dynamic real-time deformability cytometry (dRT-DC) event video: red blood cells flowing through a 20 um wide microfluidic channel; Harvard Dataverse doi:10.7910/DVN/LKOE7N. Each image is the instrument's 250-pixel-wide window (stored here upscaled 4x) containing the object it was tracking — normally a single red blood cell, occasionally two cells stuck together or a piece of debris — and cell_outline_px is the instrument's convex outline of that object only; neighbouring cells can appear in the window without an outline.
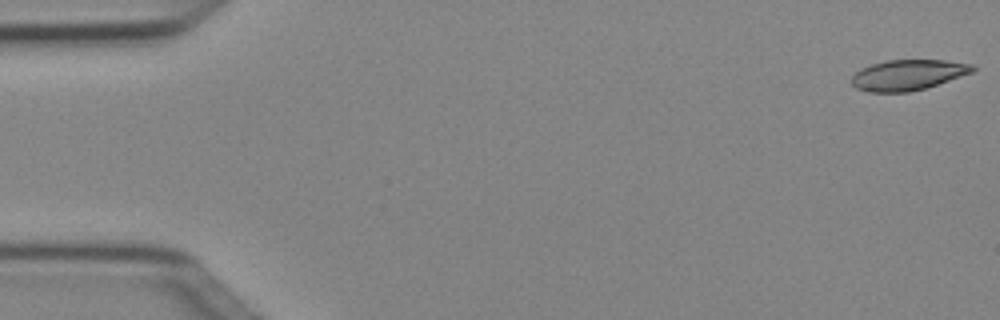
{"species": "Egyptian fruit bat (a non-hibernating species)", "species_latin": "Rousettus aegyptiacus", "temperature_condition": "cold", "stored_images_in_passage": 3, "camera_frame_rate_fps": 3000, "um_per_image_px": 0.085, "animal": {"sex": "female"}, "frame": {"image": 1, "passage_image": 1, "time_ms": 0.0, "image_size_px": [1000, 320], "cell_outline_px": [[976, 68], [972, 72], [924, 88], [908, 92], [872, 92], [856, 88], [852, 84], [852, 76], [860, 68], [884, 60], [944, 60], [972, 64]], "centroid_in_image_um": [77.14, 6.36], "position_along_channel_um": 7.9, "area_um2": 21.27}}